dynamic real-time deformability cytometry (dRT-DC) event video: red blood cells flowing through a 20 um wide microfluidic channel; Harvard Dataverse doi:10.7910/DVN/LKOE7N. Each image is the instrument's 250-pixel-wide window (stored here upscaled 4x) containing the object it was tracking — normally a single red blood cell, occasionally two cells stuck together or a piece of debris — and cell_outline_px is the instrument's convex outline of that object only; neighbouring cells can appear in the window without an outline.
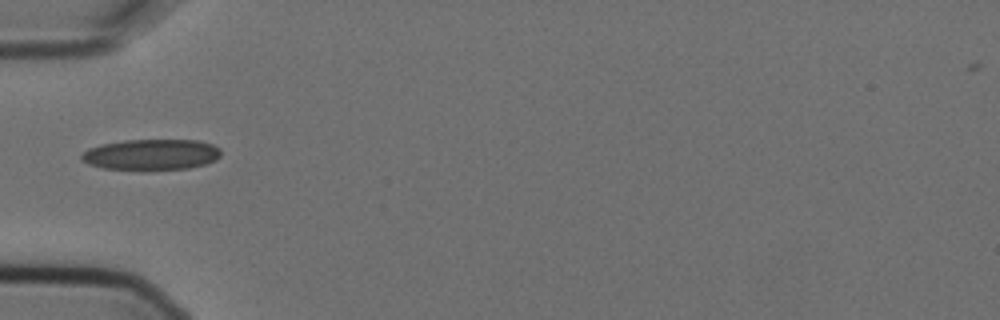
{"species": "Egyptian fruit bat (a non-hibernating species)", "species_latin": "Rousettus aegyptiacus", "temperature_condition": "cold", "stored_images_in_passage": 1, "camera_frame_rate_fps": 3000, "um_per_image_px": 0.085, "animal": {"sex": "female"}, "frame": {"image": 1, "passage_image": 1, "time_ms": 0.0, "image_size_px": [1000, 320], "cell_outline_px": [[220, 156], [216, 160], [204, 164], [188, 168], [144, 172], [104, 168], [88, 164], [80, 160], [80, 156], [88, 148], [100, 144], [124, 140], [196, 140], [212, 144], [220, 148]], "centroid_in_image_um": [12.82, 13.17], "position_along_channel_um": 72.2, "area_um2": 25.78}}